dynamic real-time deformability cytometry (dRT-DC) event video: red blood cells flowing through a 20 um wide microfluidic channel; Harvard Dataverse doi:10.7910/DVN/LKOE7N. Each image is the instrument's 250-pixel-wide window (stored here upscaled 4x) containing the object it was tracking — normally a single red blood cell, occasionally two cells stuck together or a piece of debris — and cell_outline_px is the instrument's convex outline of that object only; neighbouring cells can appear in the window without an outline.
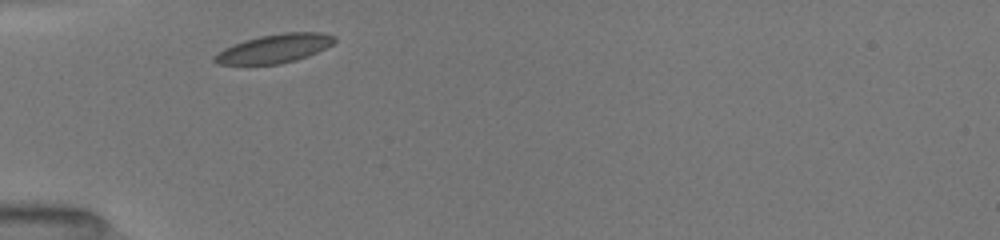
{"species": "common noctule bat (a hibernating species)", "species_latin": "Nyctalus noctula", "temperature_condition": "room temperature", "stored_images_in_passage": 18, "camera_frame_rate_fps": 3000, "um_per_image_px": 0.085, "animal": {"sex": "female", "body_mass_g": 19.5, "forearm_length_mm": 54.1}, "frame": {"image": 1, "passage_image": 1, "time_ms": 0.0, "image_size_px": [1000, 240], "cell_outline_px": [[336, 40], [332, 44], [308, 56], [296, 60], [280, 64], [220, 64], [212, 60], [212, 56], [224, 48], [232, 44], [244, 40], [260, 36], [284, 32], [320, 32], [336, 36]], "centroid_in_image_um": [23.31, 4.12], "position_along_channel_um": 61.7, "area_um2": 20.06}}
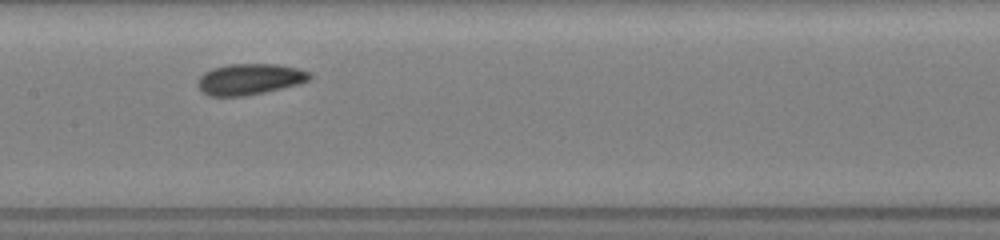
{"frame": {"image": 2, "passage_image": 10, "time_ms": 3.333, "image_size_px": [1000, 240], "cell_outline_px": [[312, 76], [308, 80], [300, 84], [264, 92], [244, 96], [208, 96], [196, 84], [200, 76], [204, 72], [212, 68], [228, 64], [276, 64], [300, 68], [308, 72]], "centroid_in_image_um": [21.22, 6.72], "position_along_channel_um": 186.2, "area_um2": 20.29}}
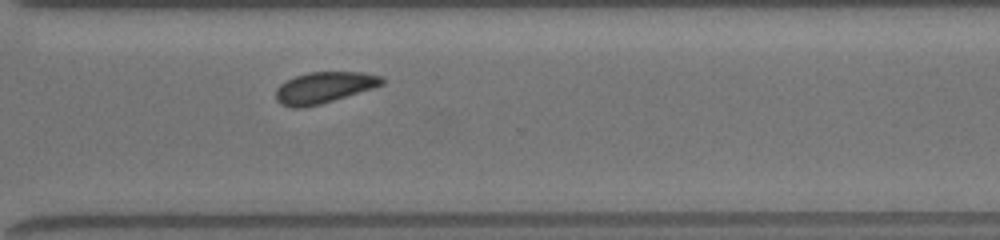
{"frame": {"image": 3, "passage_image": 18, "time_ms": 7.333, "image_size_px": [1000, 240], "cell_outline_px": [[384, 84], [372, 88], [320, 104], [304, 108], [292, 108], [280, 104], [276, 100], [276, 88], [280, 84], [296, 76], [308, 72], [364, 72], [380, 76], [384, 80]], "centroid_in_image_um": [27.51, 7.44], "position_along_channel_um": 343.1, "area_um2": 19.19}}